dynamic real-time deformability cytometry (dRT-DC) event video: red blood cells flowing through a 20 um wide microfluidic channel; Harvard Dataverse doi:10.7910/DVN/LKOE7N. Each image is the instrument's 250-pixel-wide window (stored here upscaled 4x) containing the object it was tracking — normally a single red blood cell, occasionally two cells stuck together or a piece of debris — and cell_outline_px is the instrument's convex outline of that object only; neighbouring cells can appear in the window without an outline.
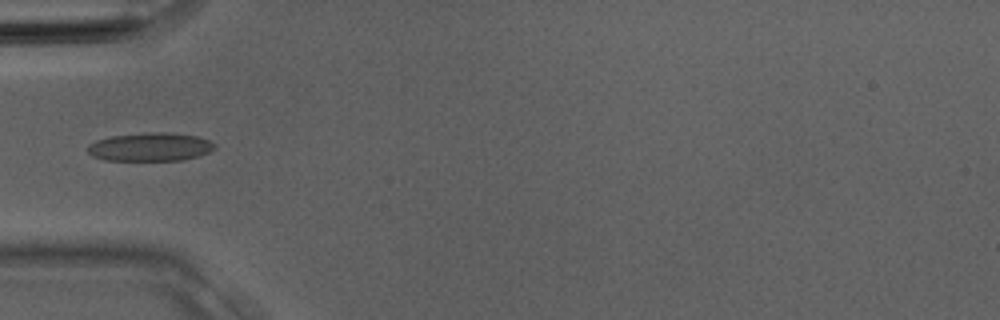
{"species": "Egyptian fruit bat (a non-hibernating species)", "species_latin": "Rousettus aegyptiacus", "temperature_condition": "room temperature", "stored_images_in_passage": 3, "camera_frame_rate_fps": 3000, "um_per_image_px": 0.085, "animal": {"sex": "male"}, "frame": {"image": 1, "passage_image": 3, "time_ms": 0.667, "image_size_px": [1000, 320], "cell_outline_px": [[216, 148], [208, 152], [196, 156], [180, 160], [104, 160], [92, 156], [88, 152], [88, 144], [96, 140], [112, 136], [148, 132], [168, 132], [200, 136], [216, 144]], "centroid_in_image_um": [12.77, 12.48], "position_along_channel_um": 72.2, "area_um2": 21.04}}